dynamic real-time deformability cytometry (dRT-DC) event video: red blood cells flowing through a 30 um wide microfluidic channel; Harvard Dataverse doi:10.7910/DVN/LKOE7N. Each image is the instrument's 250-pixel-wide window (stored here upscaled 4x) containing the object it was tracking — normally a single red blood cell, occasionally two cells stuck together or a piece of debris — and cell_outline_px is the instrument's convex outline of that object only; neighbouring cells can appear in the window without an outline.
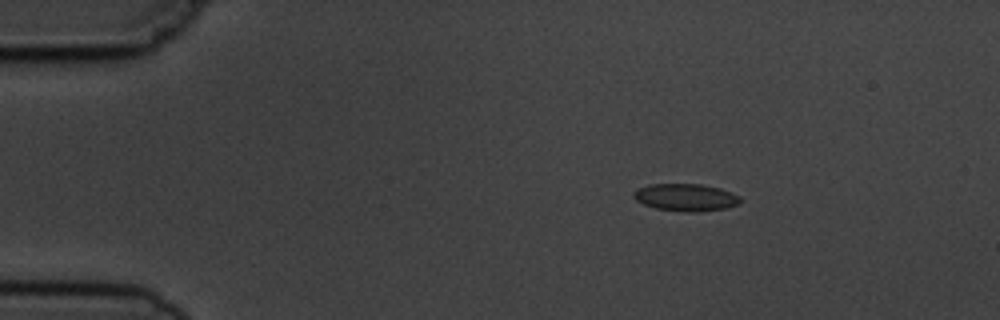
{"species": "common noctule bat (a hibernating species)", "species_latin": "Nyctalus noctula", "temperature_condition": "cold", "stored_images_in_passage": 4, "camera_frame_rate_fps": 3000, "um_per_image_px": 0.085, "animal": {"sex": "male", "body_mass_g": 19.5, "forearm_length_mm": 54.6}, "frame": {"image": 1, "passage_image": 2, "time_ms": 2.0, "image_size_px": [1000, 320], "cell_outline_px": [[740, 204], [724, 208], [696, 212], [688, 212], [656, 208], [644, 204], [636, 200], [632, 196], [632, 192], [636, 188], [648, 184], [700, 184], [720, 188], [740, 196]], "centroid_in_image_um": [58.25, 16.76], "position_along_channel_um": 26.7, "area_um2": 16.99}}